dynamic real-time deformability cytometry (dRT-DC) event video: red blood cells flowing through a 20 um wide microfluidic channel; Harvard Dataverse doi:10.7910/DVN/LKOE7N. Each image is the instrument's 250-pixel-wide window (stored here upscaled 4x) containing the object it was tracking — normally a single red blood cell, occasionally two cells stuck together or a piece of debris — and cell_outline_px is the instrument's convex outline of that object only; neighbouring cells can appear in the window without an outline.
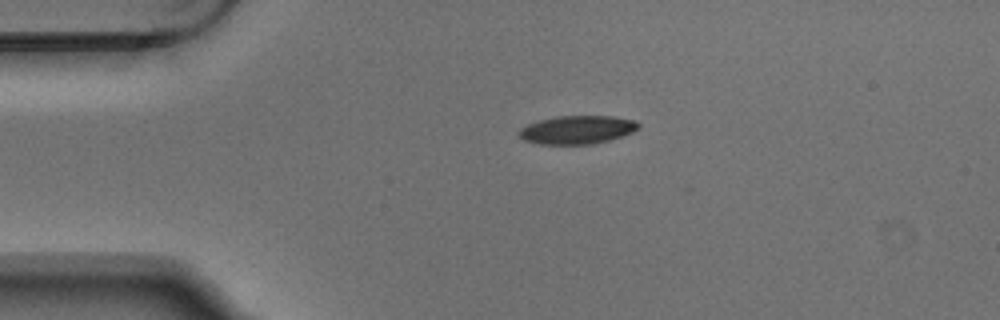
{"species": "Egyptian fruit bat (a non-hibernating species)", "species_latin": "Rousettus aegyptiacus", "temperature_condition": "warm", "stored_images_in_passage": 2, "camera_frame_rate_fps": 3000, "um_per_image_px": 0.085, "animal": {"sex": "male"}, "frame": {"image": 1, "passage_image": 1, "time_ms": 0.0, "image_size_px": [1000, 320], "cell_outline_px": [[640, 128], [632, 132], [608, 140], [592, 144], [540, 144], [524, 140], [516, 132], [520, 128], [528, 124], [540, 120], [556, 116], [612, 116], [632, 120], [640, 124]], "centroid_in_image_um": [49.03, 11.03], "position_along_channel_um": 36.0, "area_um2": 19.59}}